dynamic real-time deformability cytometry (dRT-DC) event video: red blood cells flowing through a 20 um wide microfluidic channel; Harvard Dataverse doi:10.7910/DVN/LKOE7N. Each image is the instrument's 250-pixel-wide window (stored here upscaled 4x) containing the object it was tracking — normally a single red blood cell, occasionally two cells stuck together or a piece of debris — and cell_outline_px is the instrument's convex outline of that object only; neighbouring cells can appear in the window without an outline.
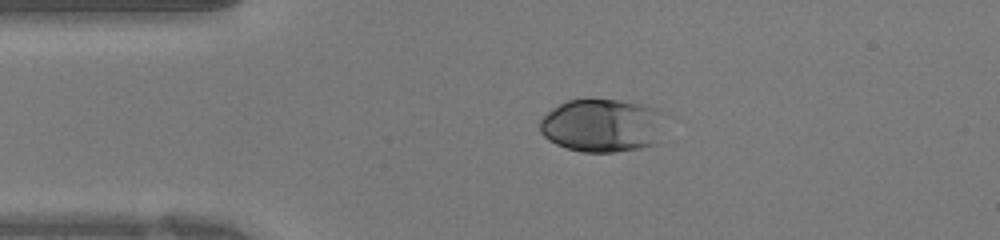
{"species": "human", "species_latin": "Homo sapiens", "temperature_condition": "warm", "stored_images_in_passage": 34, "camera_frame_rate_fps": 3000, "um_per_image_px": 0.085, "donor": {"sex": "female"}, "frame": {"image": 1, "passage_image": 1, "time_ms": 0.0, "image_size_px": [1000, 240], "cell_outline_px": [[664, 112], [660, 144], [640, 148], [612, 152], [580, 152], [556, 144], [548, 140], [540, 132], [540, 120], [552, 108], [568, 100], [616, 100], [640, 104], [656, 108]], "centroid_in_image_um": [51.23, 10.68], "position_along_channel_um": 33.8, "area_um2": 39.13}}
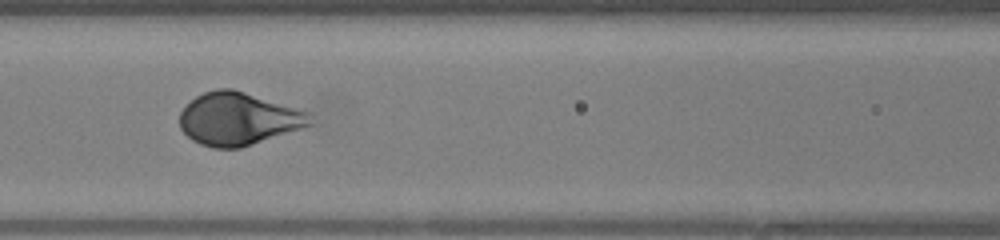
{"frame": {"image": 2, "passage_image": 10, "time_ms": 3.0, "image_size_px": [1000, 240], "cell_outline_px": [[312, 124], [240, 148], [212, 148], [200, 144], [192, 140], [180, 128], [180, 112], [196, 96], [204, 92], [216, 88], [232, 88], [304, 112]], "centroid_in_image_um": [20.14, 10.11], "position_along_channel_um": 146.5, "area_um2": 38.9}}
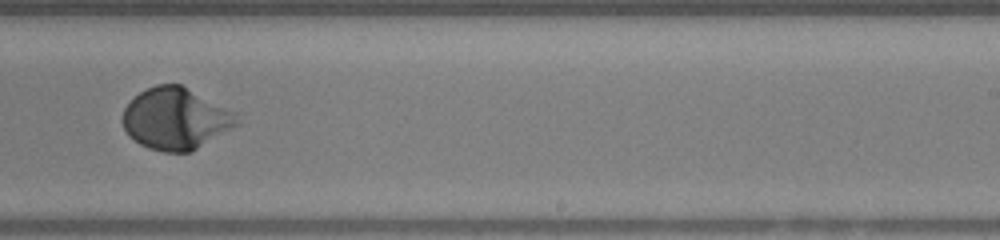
{"frame": {"image": 3, "passage_image": 18, "time_ms": 5.667, "image_size_px": [1000, 240], "cell_outline_px": [[240, 124], [192, 152], [164, 152], [148, 148], [140, 144], [128, 136], [124, 128], [124, 108], [140, 92], [156, 84], [180, 84], [236, 112]], "centroid_in_image_um": [14.96, 10.11], "position_along_channel_um": 274.0, "area_um2": 40.98}}